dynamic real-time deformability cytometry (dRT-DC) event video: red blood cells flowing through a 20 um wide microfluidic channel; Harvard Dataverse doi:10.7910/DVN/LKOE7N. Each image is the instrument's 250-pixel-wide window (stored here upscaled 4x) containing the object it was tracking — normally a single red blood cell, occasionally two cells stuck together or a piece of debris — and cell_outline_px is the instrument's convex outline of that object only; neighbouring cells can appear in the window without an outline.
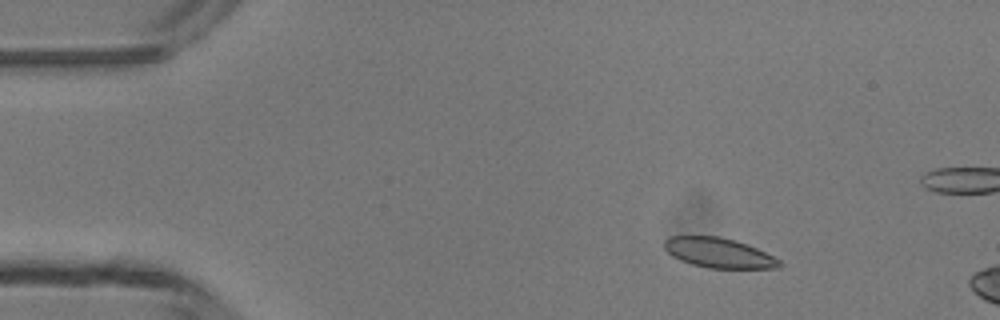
{"species": "common noctule bat (a hibernating species)", "species_latin": "Nyctalus noctula", "temperature_condition": "room temperature", "stored_images_in_passage": 4, "camera_frame_rate_fps": 3000, "um_per_image_px": 0.085, "animal": {"sex": "male", "body_mass_g": 13.3}, "frame": {"image": 1, "passage_image": 2, "time_ms": 1.333, "image_size_px": [1000, 320], "cell_outline_px": [[784, 264], [780, 268], [708, 268], [692, 264], [680, 260], [672, 256], [664, 248], [664, 240], [668, 236], [720, 236], [748, 244], [780, 260]], "centroid_in_image_um": [61.09, 21.49], "position_along_channel_um": 23.9, "area_um2": 20.11}}